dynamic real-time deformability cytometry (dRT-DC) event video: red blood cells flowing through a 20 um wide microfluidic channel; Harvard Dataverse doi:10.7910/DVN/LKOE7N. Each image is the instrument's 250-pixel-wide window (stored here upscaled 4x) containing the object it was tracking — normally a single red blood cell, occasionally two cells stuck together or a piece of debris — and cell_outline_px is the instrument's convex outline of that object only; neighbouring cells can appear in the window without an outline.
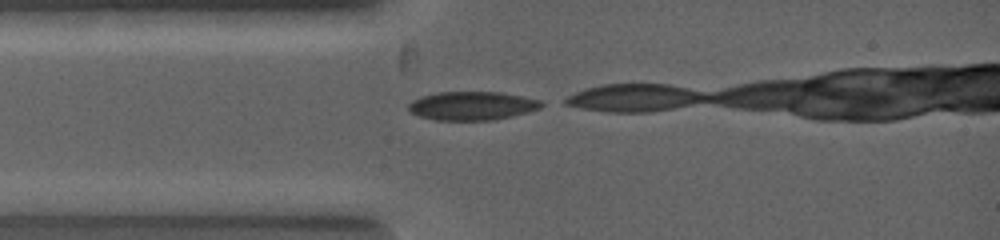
{"species": "common noctule bat (a hibernating species)", "species_latin": "Nyctalus noctula", "temperature_condition": "warm", "stored_images_in_passage": 5, "camera_frame_rate_fps": 5000, "um_per_image_px": 0.085, "animal": {"sex": "female", "body_mass_g": 19.0, "forearm_length_mm": 53.3}, "frame": {"image": 1, "passage_image": 1, "time_ms": 0.0, "image_size_px": [1000, 240], "cell_outline_px": [[548, 104], [540, 108], [528, 112], [512, 116], [492, 120], [432, 120], [420, 116], [412, 112], [408, 108], [408, 104], [412, 100], [436, 92], [500, 92], [540, 100]], "centroid_in_image_um": [40.15, 8.99], "position_along_channel_um": 44.8, "area_um2": 22.14}}